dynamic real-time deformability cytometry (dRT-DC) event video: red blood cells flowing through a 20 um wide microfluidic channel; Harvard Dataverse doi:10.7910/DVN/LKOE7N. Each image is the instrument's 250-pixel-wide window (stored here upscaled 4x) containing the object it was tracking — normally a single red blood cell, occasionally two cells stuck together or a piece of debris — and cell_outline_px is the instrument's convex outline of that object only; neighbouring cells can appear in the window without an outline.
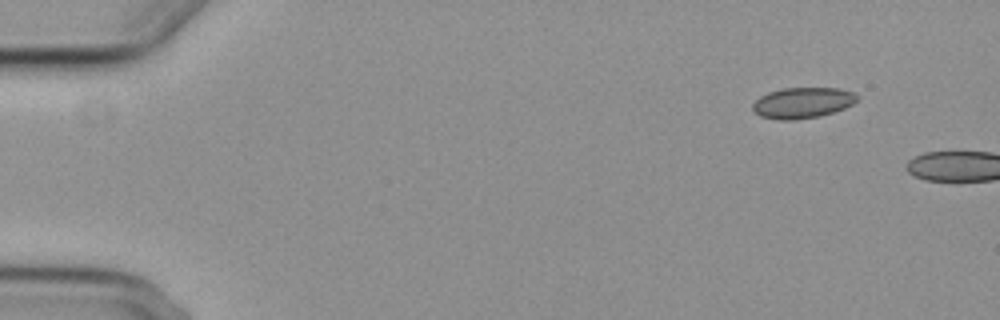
{"species": "common noctule bat (a hibernating species)", "species_latin": "Nyctalus noctula", "temperature_condition": "cold", "stored_images_in_passage": 4, "camera_frame_rate_fps": 3000, "um_per_image_px": 0.085, "animal": {"sex": "female", "body_mass_g": 29.2, "forearm_length_mm": 56.3}, "frame": {"image": 1, "passage_image": 4, "time_ms": 4.667, "image_size_px": [1000, 320], "cell_outline_px": [[856, 100], [852, 104], [844, 108], [820, 116], [792, 120], [776, 120], [760, 116], [752, 108], [752, 104], [760, 96], [768, 92], [784, 88], [840, 88], [852, 92], [856, 96]], "centroid_in_image_um": [68.17, 8.74], "position_along_channel_um": 16.8, "area_um2": 18.61}}